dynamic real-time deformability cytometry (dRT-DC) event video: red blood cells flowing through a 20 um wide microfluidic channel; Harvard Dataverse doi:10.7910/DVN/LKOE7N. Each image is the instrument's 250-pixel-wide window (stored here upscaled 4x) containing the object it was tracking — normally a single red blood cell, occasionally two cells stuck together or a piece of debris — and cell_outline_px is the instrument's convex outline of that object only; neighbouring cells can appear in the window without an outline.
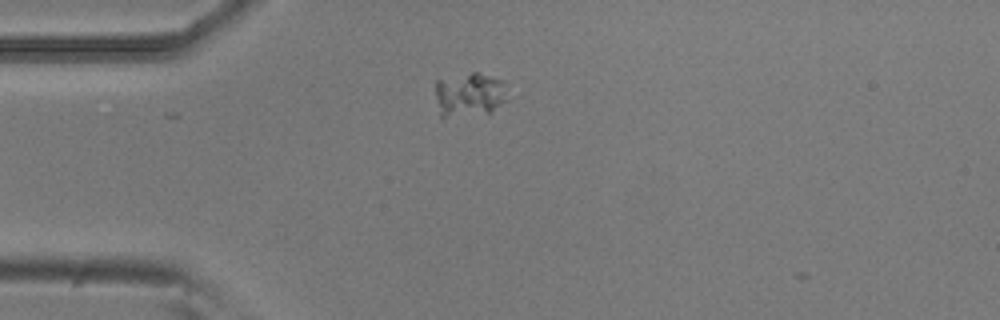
{"species": "common noctule bat (a hibernating species)", "species_latin": "Nyctalus noctula", "temperature_condition": "room temperature", "stored_images_in_passage": 2, "camera_frame_rate_fps": 3000, "um_per_image_px": 0.085, "animal": {"sex": "male", "body_mass_g": 20.5, "forearm_length_mm": 52.5}, "frame": {"image": 1, "passage_image": 1, "time_ms": 0.0, "image_size_px": [1000, 320], "cell_outline_px": [[504, 100], [492, 112], [444, 116], [440, 116], [436, 96], [436, 80], [472, 72], [480, 72], [500, 80]], "centroid_in_image_um": [39.82, 8.01], "position_along_channel_um": 45.2, "area_um2": 17.63}}